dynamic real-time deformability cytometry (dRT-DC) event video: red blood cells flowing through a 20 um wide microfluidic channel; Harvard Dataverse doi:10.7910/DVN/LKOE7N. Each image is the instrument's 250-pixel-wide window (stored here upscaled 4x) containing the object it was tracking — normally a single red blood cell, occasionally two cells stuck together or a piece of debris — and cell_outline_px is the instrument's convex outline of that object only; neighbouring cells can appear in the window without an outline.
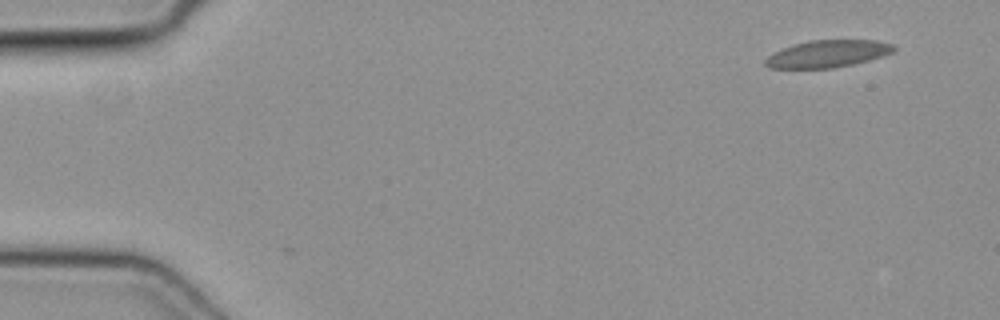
{"species": "common noctule bat (a hibernating species)", "species_latin": "Nyctalus noctula", "temperature_condition": "cold", "stored_images_in_passage": 2, "camera_frame_rate_fps": 3000, "um_per_image_px": 0.085, "animal": {"sex": "female", "body_mass_g": 19.3, "forearm_length_mm": 54.1}, "frame": {"image": 1, "passage_image": 2, "time_ms": 0.333, "image_size_px": [1000, 320], "cell_outline_px": [[896, 52], [884, 56], [852, 64], [832, 68], [768, 68], [764, 64], [764, 60], [772, 52], [792, 44], [812, 40], [876, 40], [892, 44], [896, 48]], "centroid_in_image_um": [70.35, 4.57], "position_along_channel_um": 14.7, "area_um2": 20.52}}